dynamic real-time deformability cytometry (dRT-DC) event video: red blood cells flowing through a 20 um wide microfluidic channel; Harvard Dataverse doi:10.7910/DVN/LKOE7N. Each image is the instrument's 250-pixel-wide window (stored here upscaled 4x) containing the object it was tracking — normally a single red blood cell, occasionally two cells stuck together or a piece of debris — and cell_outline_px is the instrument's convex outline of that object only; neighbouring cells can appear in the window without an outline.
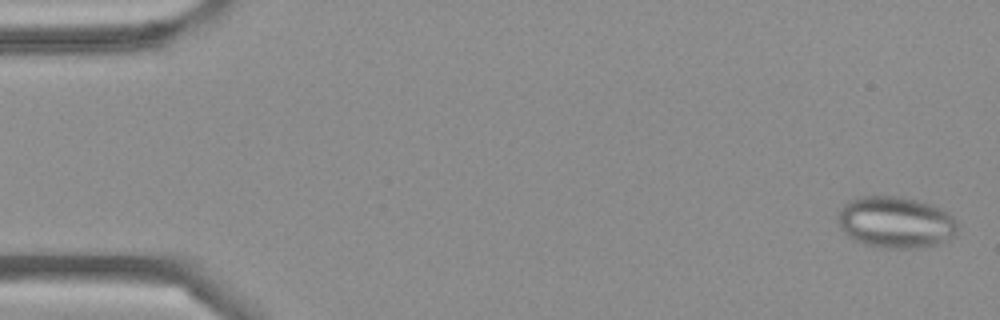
{"species": "Egyptian fruit bat (a non-hibernating species)", "species_latin": "Rousettus aegyptiacus", "temperature_condition": "cold", "stored_images_in_passage": 4, "camera_frame_rate_fps": 3000, "um_per_image_px": 0.085, "frame": {"image": 1, "passage_image": 1, "time_ms": 0.0, "image_size_px": [1000, 320], "cell_outline_px": [[960, 224], [956, 236], [940, 244], [924, 248], [884, 248], [864, 244], [852, 240], [840, 228], [836, 220], [836, 216], [844, 204], [848, 200], [860, 196], [900, 196], [932, 204], [948, 212]], "centroid_in_image_um": [76.15, 18.9], "position_along_channel_um": 8.8, "area_um2": 36.82}}